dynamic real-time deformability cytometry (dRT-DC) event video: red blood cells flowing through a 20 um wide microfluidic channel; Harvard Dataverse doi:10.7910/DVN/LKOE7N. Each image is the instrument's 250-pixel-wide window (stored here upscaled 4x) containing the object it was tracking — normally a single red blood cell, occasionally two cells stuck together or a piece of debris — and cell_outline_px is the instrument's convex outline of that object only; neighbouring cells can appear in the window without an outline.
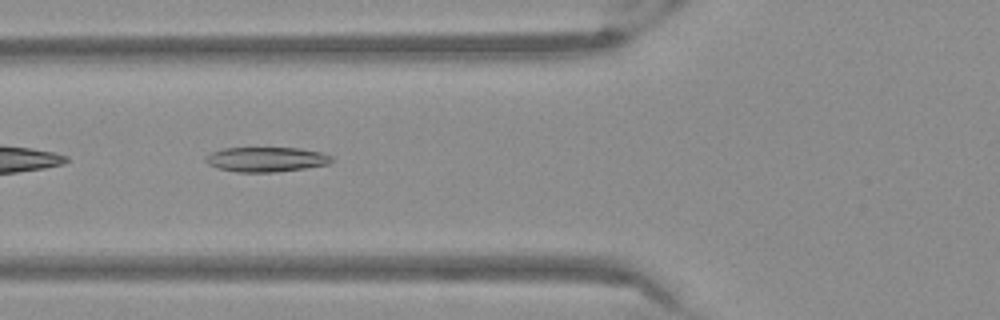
{"species": "Egyptian fruit bat (a non-hibernating species)", "species_latin": "Rousettus aegyptiacus", "temperature_condition": "warm", "stored_images_in_passage": 35, "camera_frame_rate_fps": 3000, "um_per_image_px": 0.085, "frame": {"image": 1, "passage_image": 3, "time_ms": 0.667, "image_size_px": [1000, 320], "cell_outline_px": [[332, 160], [328, 164], [304, 168], [276, 172], [236, 172], [216, 168], [208, 164], [204, 160], [204, 156], [212, 152], [224, 148], [300, 148], [320, 152], [332, 156]], "centroid_in_image_um": [22.58, 13.55], "position_along_channel_um": 103.2, "area_um2": 18.21}}
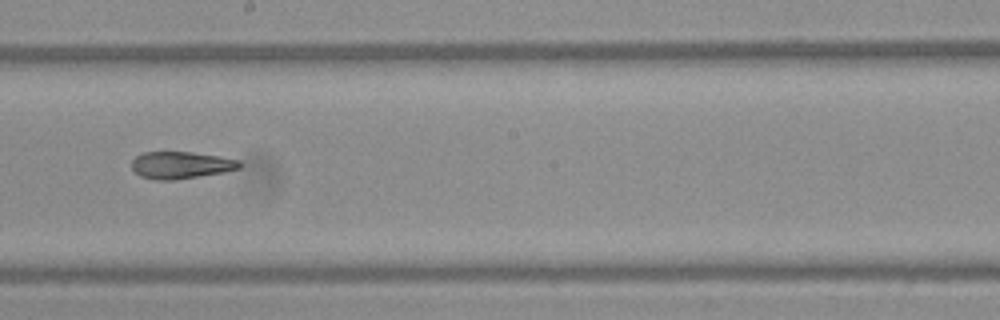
{"frame": {"image": 2, "passage_image": 13, "time_ms": 4.0, "image_size_px": [1000, 320], "cell_outline_px": [[244, 164], [240, 168], [224, 172], [172, 180], [156, 180], [140, 176], [132, 168], [132, 160], [136, 156], [144, 152], [192, 152], [220, 156], [240, 160]], "centroid_in_image_um": [15.41, 14.02], "position_along_channel_um": 232.8, "area_um2": 17.05}}
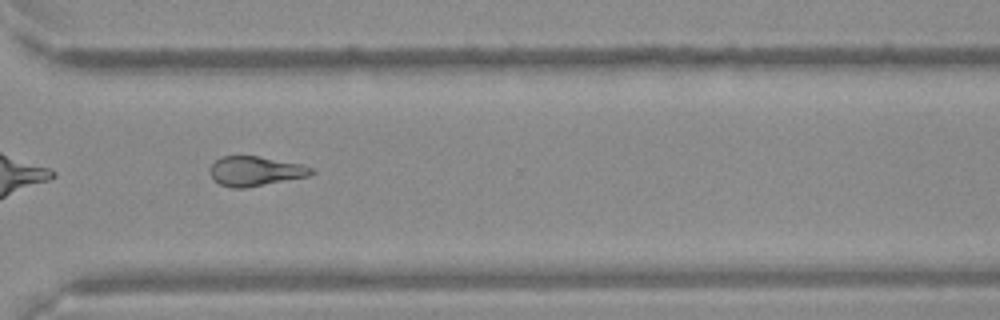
{"frame": {"image": 3, "passage_image": 22, "time_ms": 7.0, "image_size_px": [1000, 320], "cell_outline_px": [[316, 172], [308, 176], [244, 188], [232, 188], [220, 184], [212, 180], [208, 172], [208, 168], [220, 156], [256, 156], [300, 164], [312, 168]], "centroid_in_image_um": [21.63, 14.55], "position_along_channel_um": 349.0, "area_um2": 17.46}}